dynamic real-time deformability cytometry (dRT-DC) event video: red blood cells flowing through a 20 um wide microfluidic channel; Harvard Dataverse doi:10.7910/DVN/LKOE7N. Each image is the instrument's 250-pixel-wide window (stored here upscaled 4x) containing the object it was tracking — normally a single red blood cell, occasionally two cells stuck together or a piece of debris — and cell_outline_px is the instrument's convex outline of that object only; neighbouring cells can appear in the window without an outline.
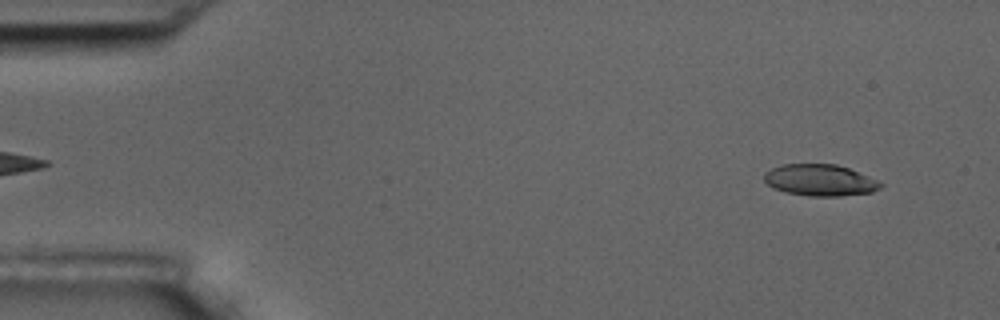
{"species": "common noctule bat (a hibernating species)", "species_latin": "Nyctalus noctula", "temperature_condition": "room temperature", "stored_images_in_passage": 5, "camera_frame_rate_fps": 3000, "um_per_image_px": 0.085, "animal": {"sex": "male", "body_mass_g": 17.5, "forearm_length_mm": 52.3}, "frame": {"image": 1, "passage_image": 1, "time_ms": 0.0, "image_size_px": [1000, 320], "cell_outline_px": [[884, 184], [880, 188], [872, 192], [840, 196], [808, 196], [784, 192], [772, 188], [764, 180], [764, 172], [780, 164], [836, 164], [848, 168], [868, 176]], "centroid_in_image_um": [69.67, 15.31], "position_along_channel_um": 15.3, "area_um2": 21.44}}
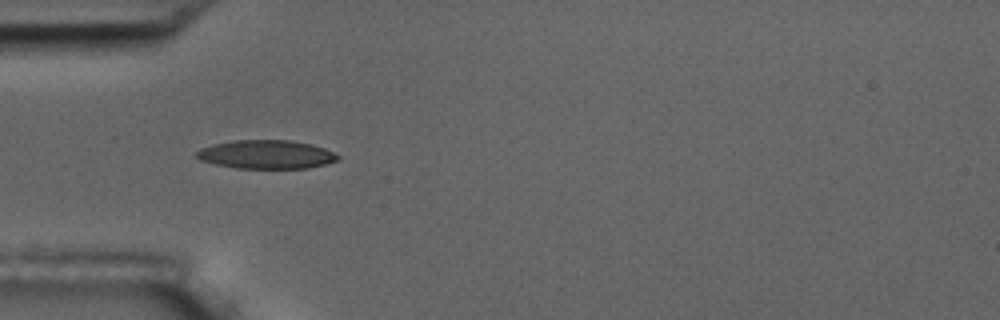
{"frame": {"image": 2, "passage_image": 4, "time_ms": 4.333, "image_size_px": [1000, 320], "cell_outline_px": [[340, 160], [308, 168], [236, 168], [216, 164], [200, 160], [196, 156], [196, 152], [200, 148], [212, 144], [236, 140], [292, 140], [312, 144], [324, 148], [340, 156]], "centroid_in_image_um": [22.64, 13.12], "position_along_channel_um": 62.4, "area_um2": 23.58}}